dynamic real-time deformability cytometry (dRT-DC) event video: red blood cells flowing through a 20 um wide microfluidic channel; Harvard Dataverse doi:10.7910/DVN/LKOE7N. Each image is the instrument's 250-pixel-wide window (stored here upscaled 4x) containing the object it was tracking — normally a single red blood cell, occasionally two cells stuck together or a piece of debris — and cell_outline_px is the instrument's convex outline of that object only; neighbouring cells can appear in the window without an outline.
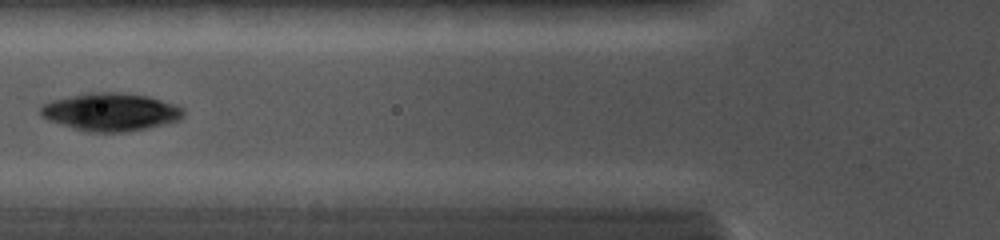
{"species": "common noctule bat (a hibernating species)", "species_latin": "Nyctalus noctula", "temperature_condition": "cold", "stored_images_in_passage": 20, "camera_frame_rate_fps": 5000, "um_per_image_px": 0.085, "animal": {"sex": "female", "body_mass_g": 19.0, "forearm_length_mm": 56.7}, "frame": {"image": 1, "passage_image": 4, "time_ms": 1.6, "image_size_px": [1000, 240], "cell_outline_px": [[184, 116], [180, 120], [164, 124], [144, 128], [120, 132], [88, 132], [48, 120], [40, 116], [40, 108], [44, 104], [52, 100], [88, 92], [124, 92], [148, 96], [176, 104], [184, 108]], "centroid_in_image_um": [9.43, 9.5], "position_along_channel_um": 116.4, "area_um2": 31.5}}
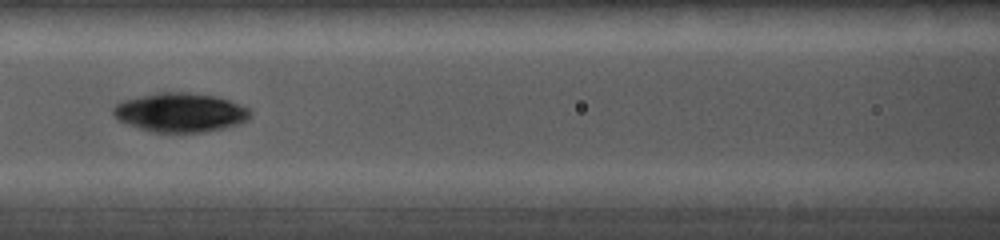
{"frame": {"image": 2, "passage_image": 6, "time_ms": 2.4, "image_size_px": [1000, 240], "cell_outline_px": [[252, 112], [248, 120], [240, 124], [224, 128], [204, 132], [152, 132], [128, 124], [120, 120], [112, 112], [112, 108], [116, 104], [124, 100], [140, 96], [160, 92], [188, 92], [216, 96], [240, 104], [248, 108]], "centroid_in_image_um": [15.36, 9.56], "position_along_channel_um": 151.2, "area_um2": 31.15}}
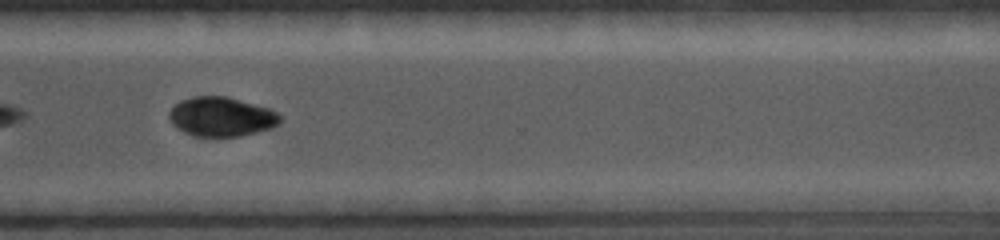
{"frame": {"image": 3, "passage_image": 15, "time_ms": 7.0, "image_size_px": [1000, 240], "cell_outline_px": [[284, 116], [280, 124], [272, 128], [240, 136], [192, 136], [176, 128], [172, 124], [168, 116], [168, 112], [180, 100], [192, 96], [228, 96], [268, 108]], "centroid_in_image_um": [18.83, 9.92], "position_along_channel_um": 351.8, "area_um2": 25.72}}